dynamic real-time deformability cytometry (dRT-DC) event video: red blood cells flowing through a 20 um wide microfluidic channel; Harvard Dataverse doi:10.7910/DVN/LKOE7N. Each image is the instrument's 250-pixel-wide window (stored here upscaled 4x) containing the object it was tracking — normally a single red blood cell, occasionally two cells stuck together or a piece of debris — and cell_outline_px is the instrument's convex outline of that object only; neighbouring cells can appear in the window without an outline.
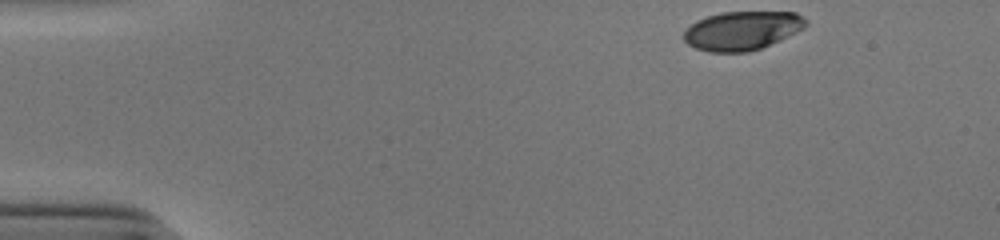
{"species": "human", "species_latin": "Homo sapiens", "temperature_condition": "cold", "stored_images_in_passage": 38, "camera_frame_rate_fps": 3000, "um_per_image_px": 0.085, "donor": {"sex": "male"}, "frame": {"image": 1, "passage_image": 1, "time_ms": 0.0, "image_size_px": [1000, 240], "cell_outline_px": [[808, 24], [804, 28], [788, 36], [760, 48], [748, 52], [712, 52], [696, 48], [688, 44], [684, 40], [684, 32], [696, 20], [720, 12], [796, 12], [808, 20]], "centroid_in_image_um": [63.1, 2.59], "position_along_channel_um": 21.9, "area_um2": 27.46}}
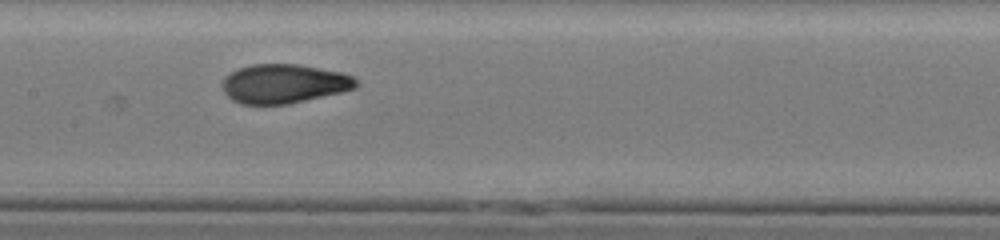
{"frame": {"image": 2, "passage_image": 21, "time_ms": 6.667, "image_size_px": [1000, 240], "cell_outline_px": [[360, 84], [356, 88], [344, 92], [288, 104], [240, 104], [232, 100], [224, 92], [220, 84], [224, 76], [236, 68], [252, 64], [296, 64], [340, 72], [352, 76]], "centroid_in_image_um": [24.1, 7.12], "position_along_channel_um": 183.3, "area_um2": 30.81}}
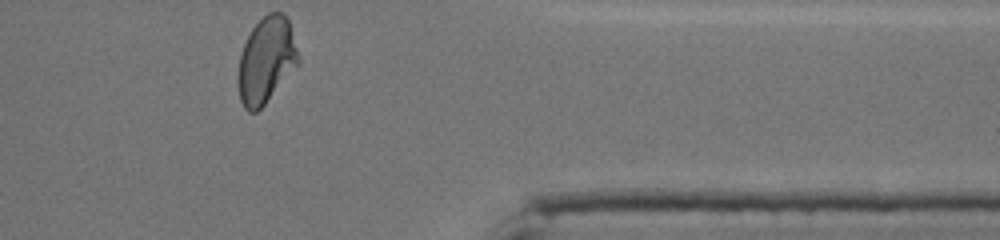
{"frame": {"image": 3, "passage_image": 38, "time_ms": 12.333, "image_size_px": [1000, 240], "cell_outline_px": [[300, 64], [264, 104], [256, 112], [248, 112], [244, 108], [240, 100], [236, 80], [236, 76], [240, 52], [252, 28], [268, 12], [284, 12], [288, 20], [300, 56]], "centroid_in_image_um": [22.62, 5.14], "position_along_channel_um": 388.8, "area_um2": 30.58}, "authors_computed_cell_mechanics": {"area_um2": 30.0271, "velocity_mm_per_s": 3.8961, "shape_relaxation_time_tau1_ms": 8.5662, "shape_relaxation_time_tau2_ms": 0.919, "deformation_change_tau1": 0.2607, "deformation_change_tau2": 0.0609}}